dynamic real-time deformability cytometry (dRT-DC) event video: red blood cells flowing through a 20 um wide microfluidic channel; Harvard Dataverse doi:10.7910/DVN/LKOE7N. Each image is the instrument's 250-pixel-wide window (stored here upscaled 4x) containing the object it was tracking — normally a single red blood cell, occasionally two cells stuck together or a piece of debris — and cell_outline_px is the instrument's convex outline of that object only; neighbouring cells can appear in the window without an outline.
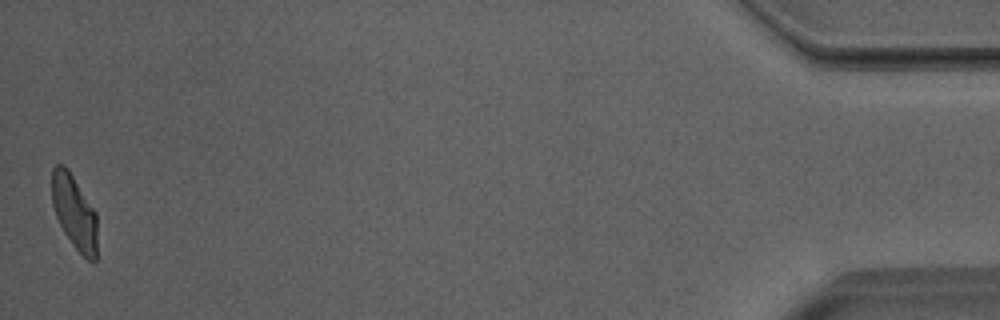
{"species": "Egyptian fruit bat (a non-hibernating species)", "species_latin": "Rousettus aegyptiacus", "temperature_condition": "room temperature", "stored_images_in_passage": 52, "camera_frame_rate_fps": 3000, "um_per_image_px": 0.085, "animal": {"sex": "male"}, "frame": {"image": 1, "passage_image": 52, "time_ms": 17.0, "image_size_px": [1000, 320], "cell_outline_px": [[96, 260], [92, 264], [72, 244], [64, 232], [56, 216], [52, 204], [52, 168], [56, 164], [64, 164], [68, 168], [96, 212]], "centroid_in_image_um": [6.31, 18.01], "position_along_channel_um": 428.9, "area_um2": 19.54}, "authors_computed_cell_mechanics": {"area_um2": 21.1259, "velocity_mm_per_s": 3.9838, "shape_relaxation_time_tau1_ms": 9.9019, "shape_relaxation_time_tau2_ms": 1.3729, "deformation_change_tau1": 0.2387, "deformation_change_tau2": 0.0802}}